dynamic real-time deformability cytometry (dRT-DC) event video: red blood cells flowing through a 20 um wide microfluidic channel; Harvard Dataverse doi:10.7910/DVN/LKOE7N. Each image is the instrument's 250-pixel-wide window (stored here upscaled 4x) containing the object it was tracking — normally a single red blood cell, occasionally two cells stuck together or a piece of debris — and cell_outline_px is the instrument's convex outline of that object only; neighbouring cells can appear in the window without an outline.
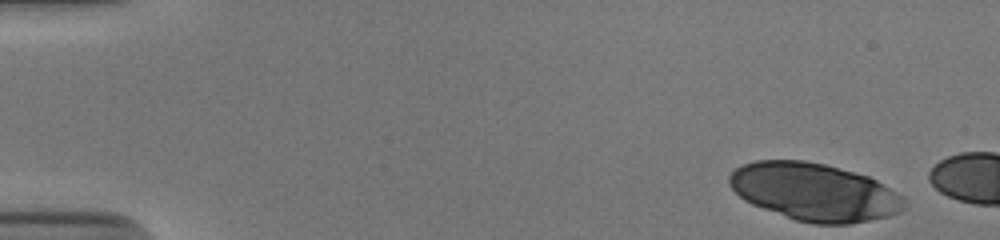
{"species": "human", "species_latin": "Homo sapiens", "temperature_condition": "cold", "stored_images_in_passage": 5, "camera_frame_rate_fps": 3000, "um_per_image_px": 0.085, "donor": {"sex": "male"}, "frame": {"image": 1, "passage_image": 1, "time_ms": 0.0, "image_size_px": [1000, 240], "cell_outline_px": [[904, 208], [900, 212], [888, 216], [848, 224], [812, 224], [796, 220], [752, 204], [744, 200], [728, 184], [728, 176], [736, 168], [744, 164], [756, 160], [804, 160], [824, 164], [868, 176], [876, 180], [904, 196]], "centroid_in_image_um": [69.21, 16.31], "position_along_channel_um": 15.8, "area_um2": 58.55}}